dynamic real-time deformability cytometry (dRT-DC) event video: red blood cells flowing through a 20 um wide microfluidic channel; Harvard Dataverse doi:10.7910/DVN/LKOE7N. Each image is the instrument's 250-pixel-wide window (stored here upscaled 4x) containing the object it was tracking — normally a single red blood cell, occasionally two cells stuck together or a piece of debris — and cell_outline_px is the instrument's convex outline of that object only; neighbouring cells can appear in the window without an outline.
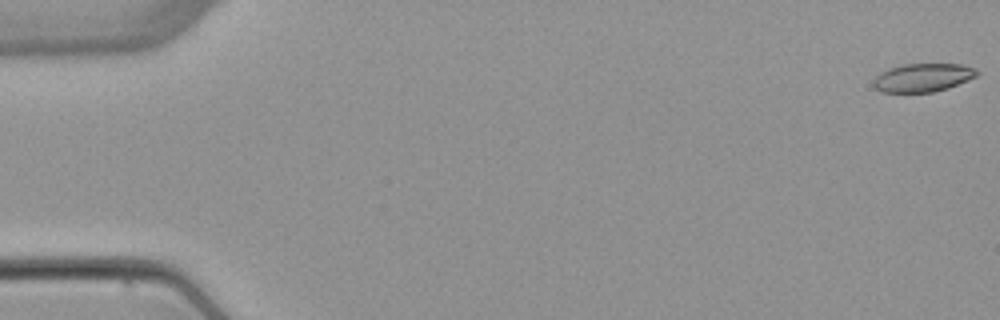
{"species": "common noctule bat (a hibernating species)", "species_latin": "Nyctalus noctula", "temperature_condition": "warm", "stored_images_in_passage": 4, "camera_frame_rate_fps": 3000, "um_per_image_px": 0.085, "animal": {"sex": "female", "body_mass_g": 22.7, "forearm_length_mm": 54.2}, "frame": {"image": 1, "passage_image": 1, "time_ms": 0.0, "image_size_px": [1000, 320], "cell_outline_px": [[980, 72], [976, 76], [968, 80], [948, 88], [932, 92], [880, 92], [872, 84], [876, 76], [880, 72], [888, 68], [904, 64], [964, 64], [976, 68]], "centroid_in_image_um": [78.45, 6.59], "position_along_channel_um": 6.5, "area_um2": 17.22}}
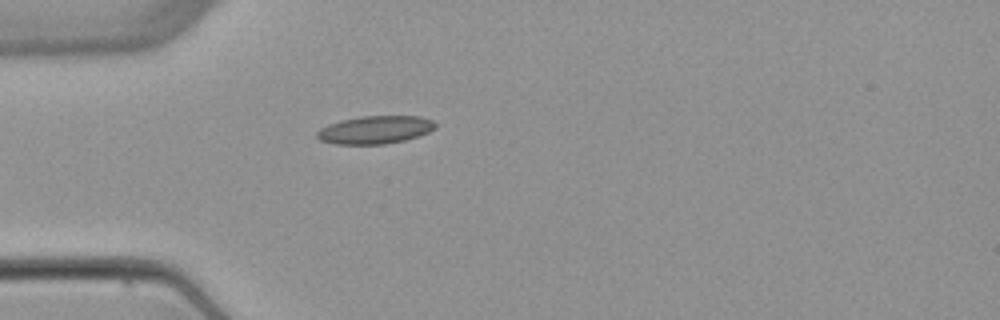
{"frame": {"image": 2, "passage_image": 4, "time_ms": 5.0, "image_size_px": [1000, 320], "cell_outline_px": [[436, 128], [428, 132], [404, 140], [384, 144], [336, 144], [320, 140], [316, 136], [316, 132], [320, 128], [328, 124], [340, 120], [360, 116], [420, 116], [432, 120], [436, 124]], "centroid_in_image_um": [31.86, 11.02], "position_along_channel_um": 53.1, "area_um2": 19.25}}